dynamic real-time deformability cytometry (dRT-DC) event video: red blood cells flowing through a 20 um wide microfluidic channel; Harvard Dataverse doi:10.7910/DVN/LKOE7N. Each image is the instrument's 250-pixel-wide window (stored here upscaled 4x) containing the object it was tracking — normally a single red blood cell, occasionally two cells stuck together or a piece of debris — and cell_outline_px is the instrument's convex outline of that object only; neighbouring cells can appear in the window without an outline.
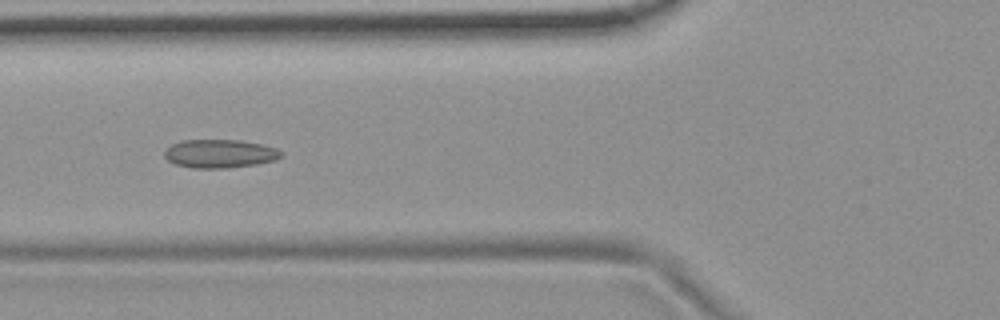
{"species": "common noctule bat (a hibernating species)", "species_latin": "Nyctalus noctula", "temperature_condition": "room temperature", "stored_images_in_passage": 7, "camera_frame_rate_fps": 3000, "um_per_image_px": 0.085, "animal": {"sex": "female", "body_mass_g": 19.9}, "frame": {"image": 1, "passage_image": 6, "time_ms": 5.667, "image_size_px": [1000, 320], "cell_outline_px": [[284, 156], [276, 160], [256, 164], [224, 168], [192, 168], [176, 164], [168, 160], [164, 156], [164, 152], [172, 144], [180, 140], [240, 140], [260, 144], [276, 148], [284, 152]], "centroid_in_image_um": [18.71, 13.06], "position_along_channel_um": 107.1, "area_um2": 19.36}}
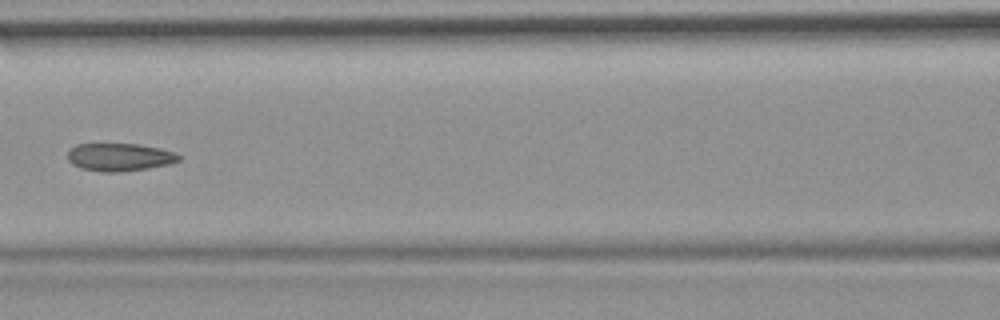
{"frame": {"image": 2, "passage_image": 7, "time_ms": 7.0, "image_size_px": [1000, 320], "cell_outline_px": [[180, 160], [168, 164], [148, 168], [120, 172], [104, 172], [80, 168], [72, 164], [68, 160], [68, 152], [76, 144], [136, 144], [156, 148], [172, 152], [180, 156]], "centroid_in_image_um": [10.12, 13.36], "position_along_channel_um": 156.5, "area_um2": 17.74}}